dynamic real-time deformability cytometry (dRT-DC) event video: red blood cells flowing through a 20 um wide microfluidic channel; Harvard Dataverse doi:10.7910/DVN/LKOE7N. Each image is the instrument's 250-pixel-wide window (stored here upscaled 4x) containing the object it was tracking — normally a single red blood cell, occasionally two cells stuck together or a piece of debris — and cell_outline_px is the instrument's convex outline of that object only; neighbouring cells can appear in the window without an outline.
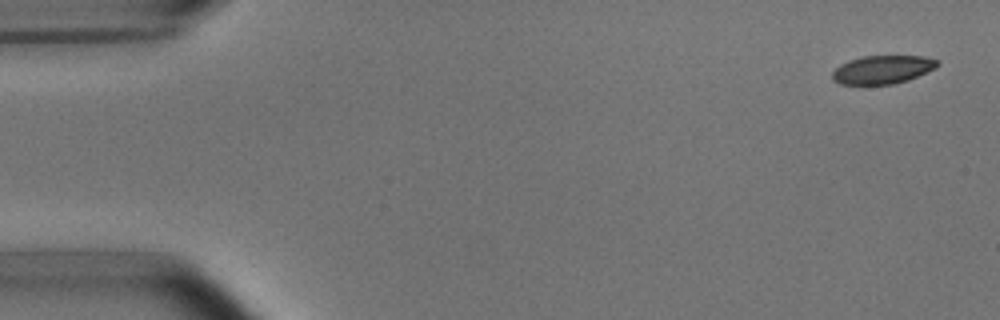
{"species": "common noctule bat (a hibernating species)", "species_latin": "Nyctalus noctula", "temperature_condition": "room temperature", "stored_images_in_passage": 3, "camera_frame_rate_fps": 3000, "um_per_image_px": 0.085, "animal": {"sex": "male", "body_mass_g": 15.6}, "frame": {"image": 1, "passage_image": 1, "time_ms": 0.0, "image_size_px": [1000, 320], "cell_outline_px": [[940, 64], [936, 68], [908, 80], [892, 84], [840, 84], [832, 80], [832, 72], [840, 64], [864, 56], [924, 56], [940, 60]], "centroid_in_image_um": [75.05, 5.91], "position_along_channel_um": 10.0, "area_um2": 17.34}}